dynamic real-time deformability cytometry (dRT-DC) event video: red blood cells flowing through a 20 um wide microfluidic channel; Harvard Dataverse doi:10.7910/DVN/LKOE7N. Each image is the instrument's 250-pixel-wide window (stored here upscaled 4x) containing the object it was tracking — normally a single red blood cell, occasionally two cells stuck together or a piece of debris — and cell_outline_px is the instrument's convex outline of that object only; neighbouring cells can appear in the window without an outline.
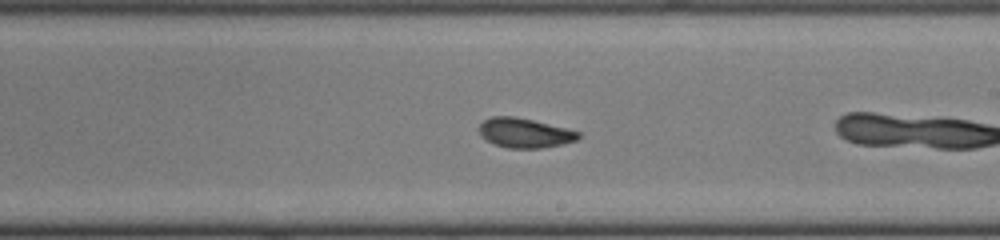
{"species": "common noctule bat (a hibernating species)", "species_latin": "Nyctalus noctula", "temperature_condition": "cold", "stored_images_in_passage": 23, "camera_frame_rate_fps": 3000, "um_per_image_px": 0.085, "animal": {"sex": "female", "body_mass_g": 22.0, "forearm_length_mm": 56.7}, "frame": {"image": 1, "passage_image": 14, "time_ms": 4.333, "image_size_px": [1000, 240], "cell_outline_px": [[580, 136], [576, 140], [560, 144], [540, 148], [508, 148], [496, 144], [480, 136], [480, 124], [484, 120], [492, 116], [512, 116], [532, 120], [568, 128], [580, 132]], "centroid_in_image_um": [44.6, 11.29], "position_along_channel_um": 244.4, "area_um2": 16.88}}